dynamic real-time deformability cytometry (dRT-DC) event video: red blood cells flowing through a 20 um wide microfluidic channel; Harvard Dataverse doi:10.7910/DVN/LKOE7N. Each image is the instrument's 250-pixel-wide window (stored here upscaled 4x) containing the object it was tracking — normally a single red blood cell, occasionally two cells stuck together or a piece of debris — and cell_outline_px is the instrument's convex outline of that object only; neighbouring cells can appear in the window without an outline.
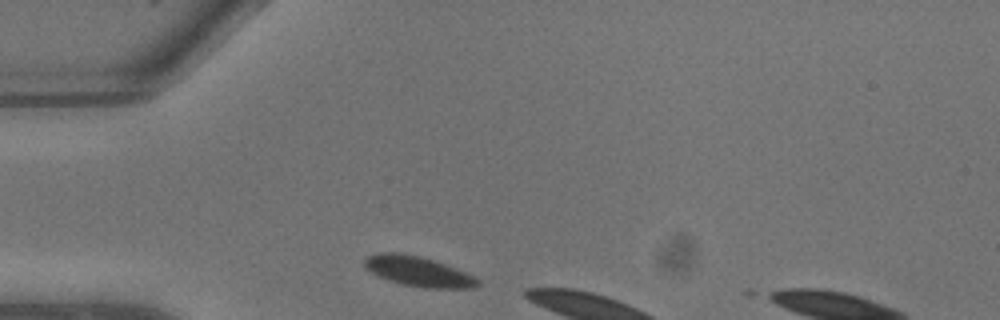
{"species": "common noctule bat (a hibernating species)", "species_latin": "Nyctalus noctula", "temperature_condition": "warm", "stored_images_in_passage": 2, "camera_frame_rate_fps": 3000, "um_per_image_px": 0.085, "animal": {"sex": "male", "body_mass_g": 13.3}, "frame": {"image": 1, "passage_image": 1, "time_ms": 0.0, "image_size_px": [1000, 320], "cell_outline_px": [[480, 284], [472, 288], [424, 288], [404, 284], [388, 280], [372, 272], [364, 264], [364, 260], [368, 256], [380, 252], [396, 252], [420, 256], [444, 264], [464, 272], [480, 280]], "centroid_in_image_um": [35.55, 23.07], "position_along_channel_um": 49.4, "area_um2": 19.36}}